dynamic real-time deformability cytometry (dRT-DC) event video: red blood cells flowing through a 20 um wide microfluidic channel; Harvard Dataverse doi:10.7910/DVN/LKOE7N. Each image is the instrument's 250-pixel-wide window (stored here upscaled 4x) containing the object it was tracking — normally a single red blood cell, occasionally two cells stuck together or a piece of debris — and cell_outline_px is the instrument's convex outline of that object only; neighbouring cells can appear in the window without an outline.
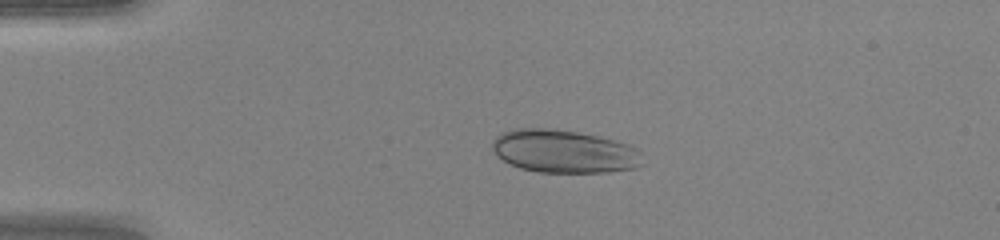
{"species": "human", "species_latin": "Homo sapiens", "temperature_condition": "warm", "stored_images_in_passage": 48, "camera_frame_rate_fps": 3000, "um_per_image_px": 0.085, "donor": {"sex": "female"}, "frame": {"image": 1, "passage_image": 11, "time_ms": 3.333, "image_size_px": [1000, 240], "cell_outline_px": [[644, 164], [636, 168], [608, 172], [540, 172], [520, 168], [496, 156], [492, 148], [492, 140], [500, 132], [512, 128], [548, 128], [576, 132], [596, 136], [628, 144], [636, 148], [640, 152]], "centroid_in_image_um": [47.92, 12.86], "position_along_channel_um": 37.1, "area_um2": 37.74}}
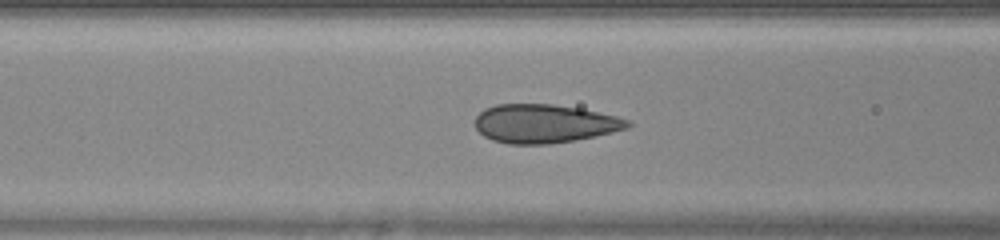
{"frame": {"image": 2, "passage_image": 20, "time_ms": 6.333, "image_size_px": [1000, 240], "cell_outline_px": [[632, 124], [628, 128], [596, 136], [576, 140], [548, 144], [508, 144], [492, 140], [484, 136], [476, 128], [476, 116], [484, 108], [496, 104], [552, 104], [580, 108], [616, 116], [628, 120]], "centroid_in_image_um": [46.27, 10.51], "position_along_channel_um": 120.3, "area_um2": 34.39}}
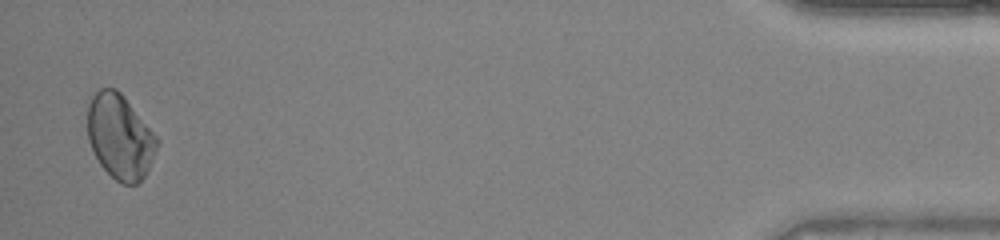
{"frame": {"image": 3, "passage_image": 47, "time_ms": 15.333, "image_size_px": [1000, 240], "cell_outline_px": [[160, 140], [152, 160], [144, 176], [136, 184], [124, 184], [116, 180], [100, 164], [88, 140], [88, 104], [92, 96], [100, 88], [116, 88], [124, 96]], "centroid_in_image_um": [10.2, 11.6], "position_along_channel_um": 425.0, "area_um2": 33.93}}